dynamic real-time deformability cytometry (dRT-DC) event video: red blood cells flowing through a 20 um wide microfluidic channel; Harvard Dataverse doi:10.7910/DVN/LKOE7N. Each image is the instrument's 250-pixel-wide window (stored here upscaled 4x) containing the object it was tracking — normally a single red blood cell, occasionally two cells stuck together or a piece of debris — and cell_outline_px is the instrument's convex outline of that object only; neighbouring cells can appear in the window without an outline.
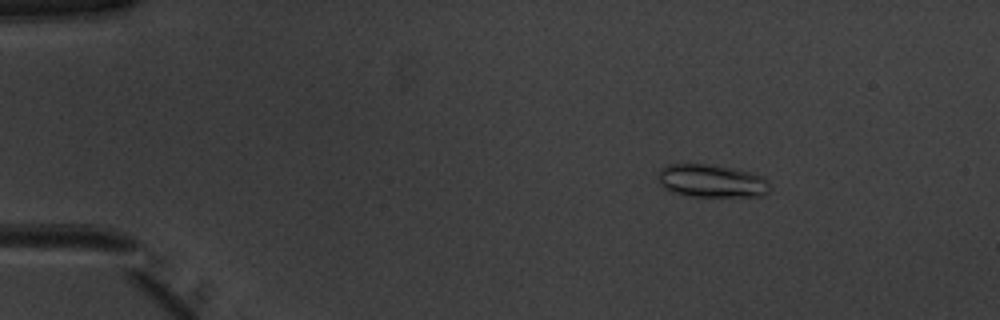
{"species": "common noctule bat (a hibernating species)", "species_latin": "Nyctalus noctula", "temperature_condition": "warm", "stored_images_in_passage": 51, "camera_frame_rate_fps": 3000, "um_per_image_px": 0.085, "animal": {"sex": "male", "body_mass_g": 20.1, "forearm_length_mm": 53.5}, "frame": {"image": 1, "passage_image": 8, "time_ms": 2.333, "image_size_px": [1000, 320], "cell_outline_px": [[772, 188], [764, 196], [692, 196], [668, 192], [660, 184], [656, 176], [660, 168], [668, 164], [704, 164], [748, 172], [760, 176]], "centroid_in_image_um": [60.4, 15.4], "position_along_channel_um": 24.6, "area_um2": 21.27}}
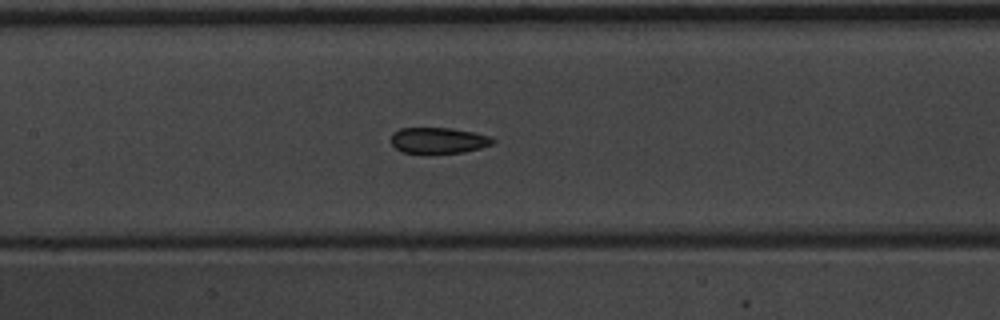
{"frame": {"image": 2, "passage_image": 25, "time_ms": 8.0, "image_size_px": [1000, 320], "cell_outline_px": [[496, 140], [492, 144], [480, 148], [464, 152], [404, 152], [396, 148], [392, 144], [392, 132], [400, 128], [452, 128], [492, 136]], "centroid_in_image_um": [37.3, 11.91], "position_along_channel_um": 170.1, "area_um2": 15.14}}
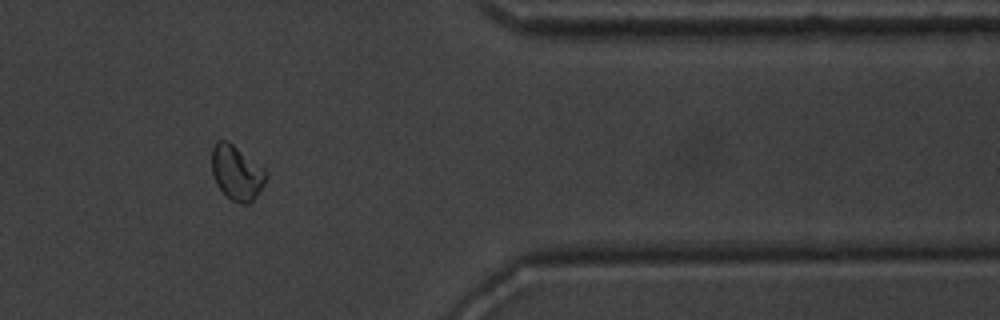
{"frame": {"image": 3, "passage_image": 43, "time_ms": 14.0, "image_size_px": [1000, 320], "cell_outline_px": [[264, 184], [256, 196], [248, 204], [240, 204], [232, 200], [216, 184], [212, 172], [212, 148], [216, 140], [228, 140], [264, 168]], "centroid_in_image_um": [20.08, 14.65], "position_along_channel_um": 391.3, "area_um2": 16.99}, "authors_computed_cell_mechanics": {"area_um2": 17.051, "velocity_mm_per_s": 3.9886, "shape_relaxation_time_tau1_ms": null, "shape_relaxation_time_tau2_ms": 1.6328, "deformation_change_tau1": null, "deformation_change_tau2": 0.0662}}